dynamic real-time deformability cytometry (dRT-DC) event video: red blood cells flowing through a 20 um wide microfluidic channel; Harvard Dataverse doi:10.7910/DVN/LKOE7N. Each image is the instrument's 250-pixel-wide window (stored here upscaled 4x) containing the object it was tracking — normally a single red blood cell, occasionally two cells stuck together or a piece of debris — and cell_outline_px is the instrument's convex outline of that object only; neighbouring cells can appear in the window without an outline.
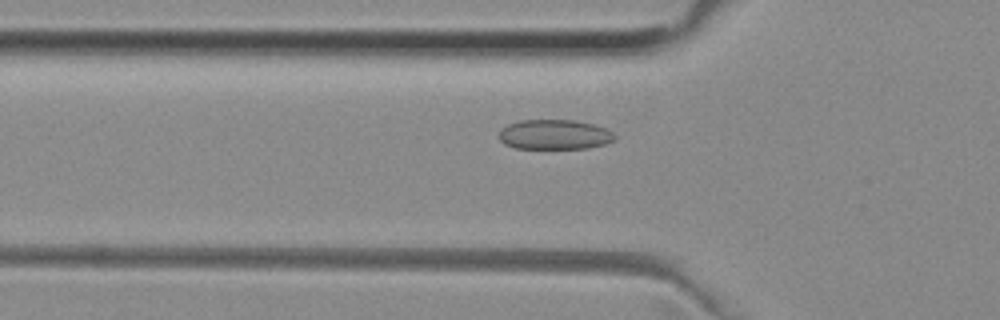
{"species": "common noctule bat (a hibernating species)", "species_latin": "Nyctalus noctula", "temperature_condition": "room temperature", "stored_images_in_passage": 34, "camera_frame_rate_fps": 3000, "um_per_image_px": 0.085, "animal": {"sex": "female", "body_mass_g": 29.2, "forearm_length_mm": 56.3}, "frame": {"image": 1, "passage_image": 7, "time_ms": 2.0, "image_size_px": [1000, 320], "cell_outline_px": [[616, 140], [604, 144], [588, 148], [516, 148], [504, 144], [500, 140], [500, 128], [508, 124], [520, 120], [576, 120], [596, 124], [608, 128], [616, 136]], "centroid_in_image_um": [47.17, 11.42], "position_along_channel_um": 78.6, "area_um2": 20.35}}
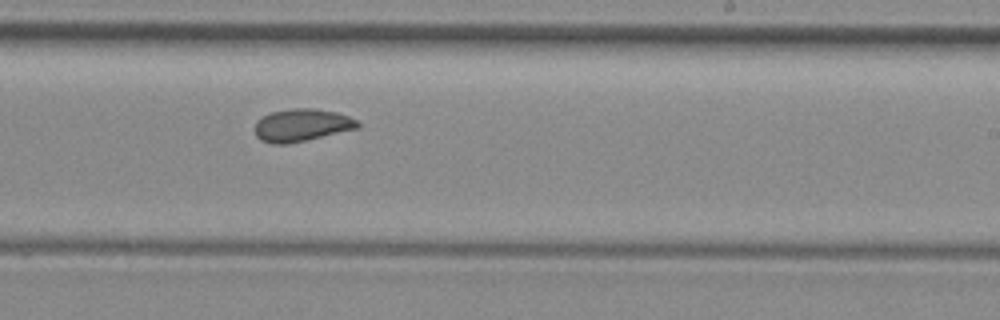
{"frame": {"image": 2, "passage_image": 21, "time_ms": 6.667, "image_size_px": [1000, 320], "cell_outline_px": [[360, 128], [288, 144], [272, 144], [260, 140], [256, 136], [256, 124], [264, 116], [272, 112], [292, 108], [316, 108], [336, 112], [348, 116], [356, 120], [360, 124]], "centroid_in_image_um": [25.68, 10.64], "position_along_channel_um": 263.3, "area_um2": 19.42}}
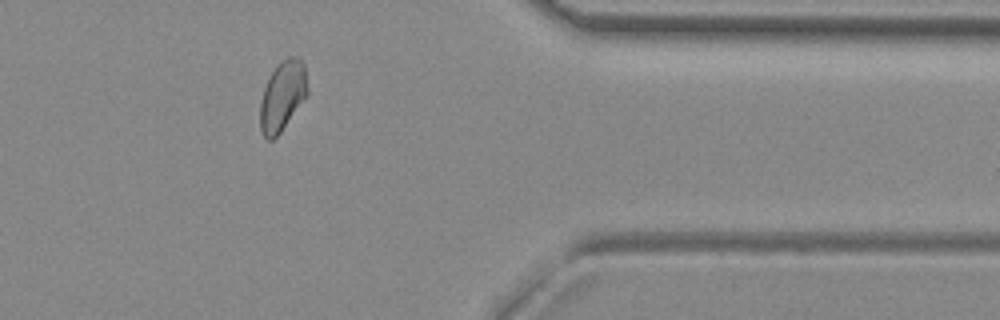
{"frame": {"image": 3, "passage_image": 32, "time_ms": 10.333, "image_size_px": [1000, 320], "cell_outline_px": [[308, 96], [280, 132], [272, 140], [268, 140], [264, 136], [260, 128], [260, 104], [264, 88], [276, 64], [280, 60], [288, 56], [300, 56], [304, 64], [308, 88]], "centroid_in_image_um": [24.04, 8.11], "position_along_channel_um": 387.4, "area_um2": 19.48}, "authors_computed_cell_mechanics": {"area_um2": 19.4786, "velocity_mm_per_s": 3.958, "shape_relaxation_time_tau1_ms": null, "shape_relaxation_time_tau2_ms": 2.3482, "deformation_change_tau1": null, "deformation_change_tau2": 0.0578}}